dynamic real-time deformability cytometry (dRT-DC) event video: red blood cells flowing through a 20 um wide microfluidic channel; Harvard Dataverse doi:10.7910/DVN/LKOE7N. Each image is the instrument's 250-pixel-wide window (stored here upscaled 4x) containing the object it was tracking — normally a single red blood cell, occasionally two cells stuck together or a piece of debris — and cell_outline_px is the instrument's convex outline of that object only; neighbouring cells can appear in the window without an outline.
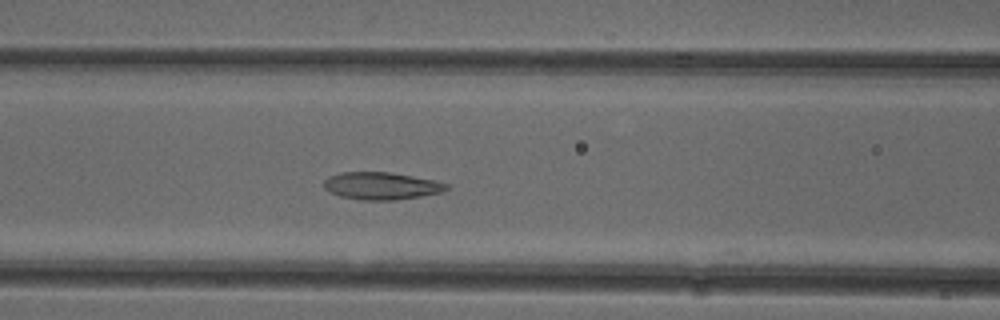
{"species": "common noctule bat (a hibernating species)", "species_latin": "Nyctalus noctula", "temperature_condition": "cold", "stored_images_in_passage": 50, "camera_frame_rate_fps": 3000, "um_per_image_px": 0.085, "animal": {"sex": "female"}, "frame": {"image": 1, "passage_image": 20, "time_ms": 6.333, "image_size_px": [1000, 320], "cell_outline_px": [[448, 188], [444, 192], [396, 200], [364, 200], [340, 196], [324, 188], [324, 180], [328, 176], [340, 172], [388, 172], [436, 180], [448, 184]], "centroid_in_image_um": [32.43, 15.79], "position_along_channel_um": 134.2, "area_um2": 19.54}}
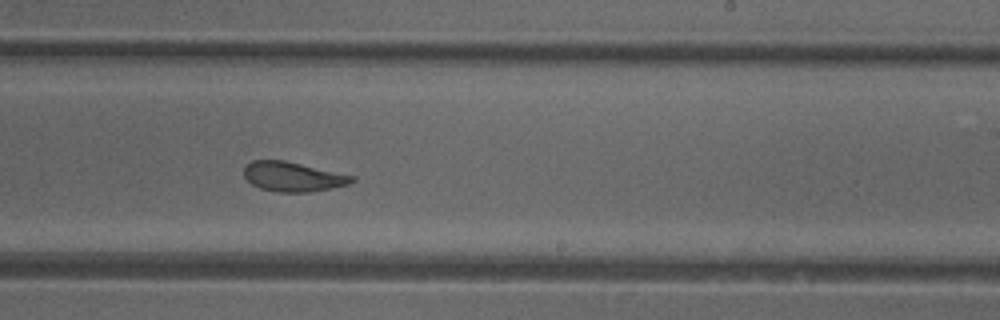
{"frame": {"image": 2, "passage_image": 30, "time_ms": 9.667, "image_size_px": [1000, 320], "cell_outline_px": [[356, 180], [348, 184], [332, 188], [312, 192], [280, 192], [260, 188], [252, 184], [244, 176], [244, 168], [252, 160], [284, 160], [356, 176]], "centroid_in_image_um": [24.93, 15.02], "position_along_channel_um": 264.1, "area_um2": 18.61}}
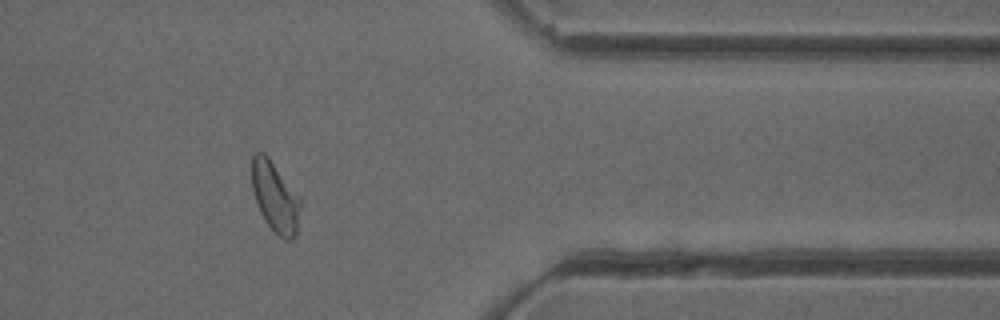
{"frame": {"image": 3, "passage_image": 41, "time_ms": 13.333, "image_size_px": [1000, 320], "cell_outline_px": [[300, 208], [296, 236], [288, 240], [284, 240], [268, 224], [260, 212], [256, 204], [252, 188], [252, 156], [256, 152], [264, 152], [268, 156], [300, 196]], "centroid_in_image_um": [23.38, 16.72], "position_along_channel_um": 388.0, "area_um2": 19.83}, "authors_computed_cell_mechanics": {"area_um2": 20.3167, "velocity_mm_per_s": 3.9025, "shape_relaxation_time_tau1_ms": 5.5736, "shape_relaxation_time_tau2_ms": 2.0525, "deformation_change_tau1": 0.1492, "deformation_change_tau2": 0.0748}}